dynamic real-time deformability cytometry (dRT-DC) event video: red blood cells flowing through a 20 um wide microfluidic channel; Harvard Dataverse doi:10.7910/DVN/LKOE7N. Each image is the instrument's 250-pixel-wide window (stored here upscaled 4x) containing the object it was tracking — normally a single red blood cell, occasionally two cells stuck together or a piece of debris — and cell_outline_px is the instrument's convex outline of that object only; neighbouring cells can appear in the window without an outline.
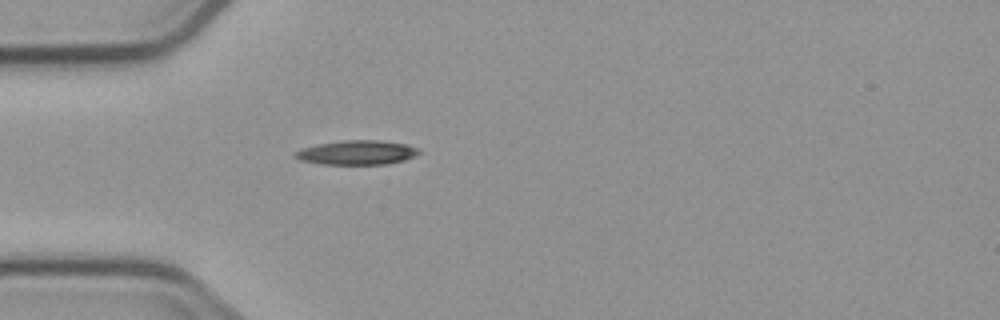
{"species": "common noctule bat (a hibernating species)", "species_latin": "Nyctalus noctula", "temperature_condition": "cold", "stored_images_in_passage": 1, "camera_frame_rate_fps": 3000, "um_per_image_px": 0.085, "animal": {"sex": "male", "body_mass_g": 23.1, "forearm_length_mm": 52.7}, "frame": {"image": 1, "passage_image": 1, "time_ms": 0.0, "image_size_px": [1000, 320], "cell_outline_px": [[420, 152], [416, 156], [404, 160], [388, 164], [320, 164], [300, 160], [296, 156], [296, 152], [304, 148], [316, 144], [344, 140], [380, 140], [408, 144], [420, 148]], "centroid_in_image_um": [30.42, 12.96], "position_along_channel_um": 54.6, "area_um2": 17.57}}